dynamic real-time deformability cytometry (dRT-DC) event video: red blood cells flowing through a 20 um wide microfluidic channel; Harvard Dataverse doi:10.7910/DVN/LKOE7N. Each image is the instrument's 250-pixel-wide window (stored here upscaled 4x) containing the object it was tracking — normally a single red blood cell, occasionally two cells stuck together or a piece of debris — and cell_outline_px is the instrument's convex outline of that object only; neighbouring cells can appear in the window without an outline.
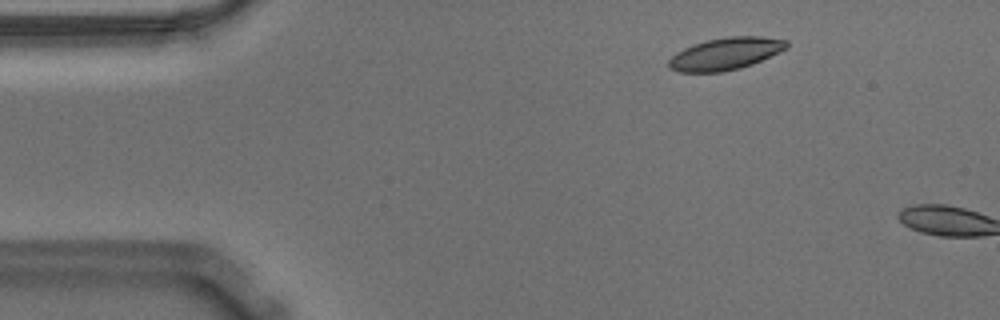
{"species": "Egyptian fruit bat (a non-hibernating species)", "species_latin": "Rousettus aegyptiacus", "temperature_condition": "warm", "stored_images_in_passage": 8, "camera_frame_rate_fps": 3000, "um_per_image_px": 0.085, "animal": {"sex": "male"}, "frame": {"image": 1, "passage_image": 6, "time_ms": 1.667, "image_size_px": [1000, 320], "cell_outline_px": [[788, 48], [752, 64], [740, 68], [724, 72], [680, 72], [668, 68], [668, 60], [676, 52], [692, 44], [708, 40], [728, 36], [764, 36], [788, 40]], "centroid_in_image_um": [61.67, 4.56], "position_along_channel_um": 23.3, "area_um2": 22.25}}